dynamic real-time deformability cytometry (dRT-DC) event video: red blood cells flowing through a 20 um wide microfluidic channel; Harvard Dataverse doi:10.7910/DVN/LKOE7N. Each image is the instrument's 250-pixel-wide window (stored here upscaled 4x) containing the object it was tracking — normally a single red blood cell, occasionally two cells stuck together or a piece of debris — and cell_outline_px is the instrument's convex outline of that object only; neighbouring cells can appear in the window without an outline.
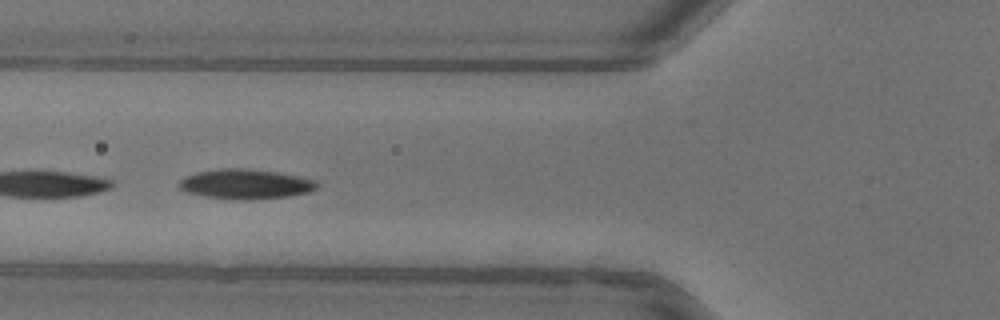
{"species": "common noctule bat (a hibernating species)", "species_latin": "Nyctalus noctula", "temperature_condition": "warm", "stored_images_in_passage": 10, "camera_frame_rate_fps": 3000, "um_per_image_px": 0.085, "animal": {"sex": "female"}, "frame": {"image": 1, "passage_image": 7, "time_ms": 2.0, "image_size_px": [1000, 320], "cell_outline_px": [[320, 184], [316, 188], [308, 192], [288, 196], [252, 200], [236, 200], [204, 196], [188, 192], [180, 188], [176, 184], [184, 176], [196, 172], [224, 168], [240, 168], [276, 172], [296, 176], [312, 180]], "centroid_in_image_um": [20.81, 15.65], "position_along_channel_um": 105.0, "area_um2": 23.81}}